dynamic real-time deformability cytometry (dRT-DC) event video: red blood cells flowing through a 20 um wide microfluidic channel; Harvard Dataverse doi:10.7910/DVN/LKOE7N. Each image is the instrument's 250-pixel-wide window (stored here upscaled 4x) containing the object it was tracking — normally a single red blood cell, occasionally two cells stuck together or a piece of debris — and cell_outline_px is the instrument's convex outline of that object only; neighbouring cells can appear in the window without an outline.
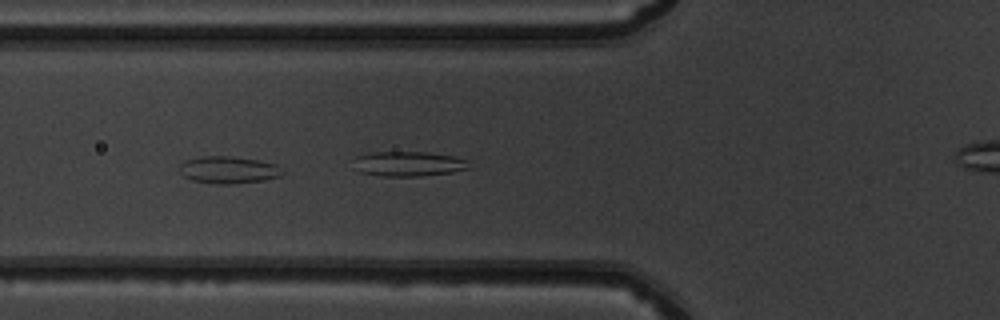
{"species": "common noctule bat (a hibernating species)", "species_latin": "Nyctalus noctula", "temperature_condition": "warm", "stored_images_in_passage": 30, "camera_frame_rate_fps": 3000, "um_per_image_px": 0.085, "animal": {"sex": "male", "body_mass_g": 19.5, "forearm_length_mm": 54.6}, "frame": {"image": 1, "passage_image": 18, "time_ms": 5.667, "image_size_px": [1000, 320], "cell_outline_px": [[288, 172], [280, 176], [264, 180], [232, 184], [216, 184], [192, 180], [184, 176], [180, 172], [180, 164], [184, 160], [200, 156], [232, 156], [260, 160], [276, 164]], "centroid_in_image_um": [19.46, 14.43], "position_along_channel_um": 106.3, "area_um2": 16.59}}